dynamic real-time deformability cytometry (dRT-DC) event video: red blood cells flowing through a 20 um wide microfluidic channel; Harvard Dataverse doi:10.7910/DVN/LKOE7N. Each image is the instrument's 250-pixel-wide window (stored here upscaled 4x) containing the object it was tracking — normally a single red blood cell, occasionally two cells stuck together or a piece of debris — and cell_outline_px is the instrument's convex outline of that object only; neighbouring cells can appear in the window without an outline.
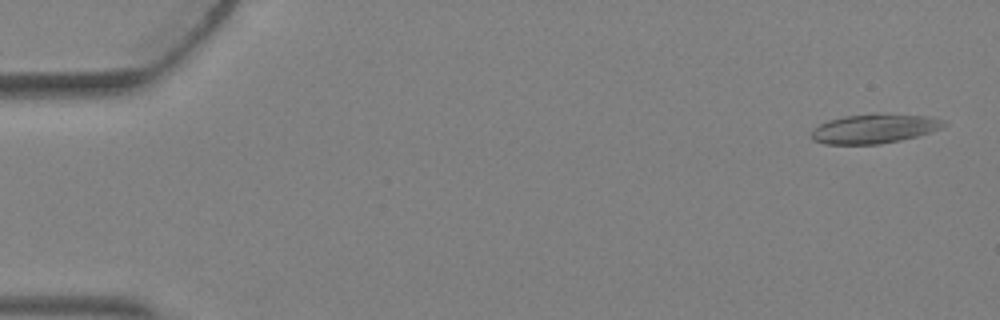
{"species": "Egyptian fruit bat (a non-hibernating species)", "species_latin": "Rousettus aegyptiacus", "temperature_condition": "warm", "stored_images_in_passage": 4, "camera_frame_rate_fps": 3000, "um_per_image_px": 0.085, "animal": {"sex": "female"}, "frame": {"image": 1, "passage_image": 1, "time_ms": 0.0, "image_size_px": [1000, 320], "cell_outline_px": [[948, 124], [940, 128], [916, 136], [900, 140], [880, 144], [824, 144], [812, 140], [808, 136], [820, 124], [828, 120], [844, 116], [880, 112], [928, 116], [948, 120]], "centroid_in_image_um": [74.33, 10.91], "position_along_channel_um": 10.7, "area_um2": 23.0}}
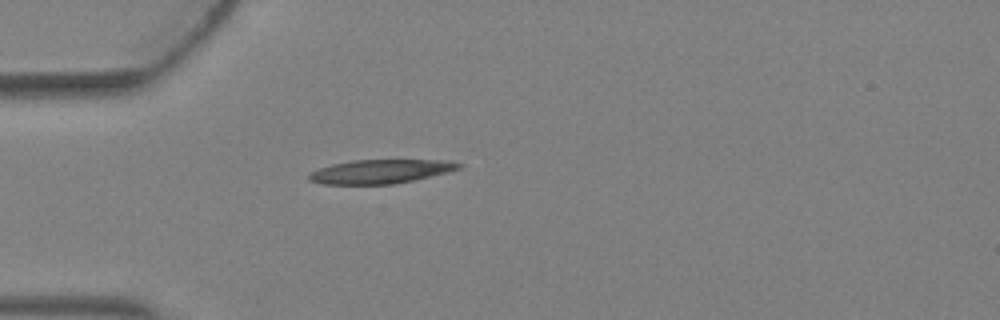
{"frame": {"image": 2, "passage_image": 4, "time_ms": 1.0, "image_size_px": [1000, 320], "cell_outline_px": [[464, 164], [460, 168], [396, 184], [320, 184], [308, 180], [308, 176], [312, 172], [320, 168], [332, 164], [352, 160], [452, 160]], "centroid_in_image_um": [32.33, 14.57], "position_along_channel_um": 52.7, "area_um2": 20.69}}